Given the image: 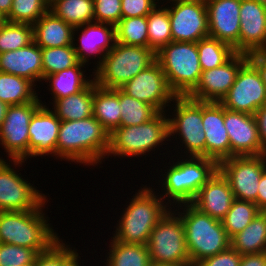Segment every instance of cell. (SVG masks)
Instances as JSON below:
<instances>
[{"mask_svg":"<svg viewBox=\"0 0 266 266\" xmlns=\"http://www.w3.org/2000/svg\"><path fill=\"white\" fill-rule=\"evenodd\" d=\"M108 148L109 133L93 115L82 120L61 121L56 159L98 166L105 161Z\"/></svg>","mask_w":266,"mask_h":266,"instance_id":"obj_1","label":"cell"},{"mask_svg":"<svg viewBox=\"0 0 266 266\" xmlns=\"http://www.w3.org/2000/svg\"><path fill=\"white\" fill-rule=\"evenodd\" d=\"M240 266H266V252L242 255Z\"/></svg>","mask_w":266,"mask_h":266,"instance_id":"obj_49","label":"cell"},{"mask_svg":"<svg viewBox=\"0 0 266 266\" xmlns=\"http://www.w3.org/2000/svg\"><path fill=\"white\" fill-rule=\"evenodd\" d=\"M33 41L40 48H54L73 45L74 27L55 17L50 11L33 25Z\"/></svg>","mask_w":266,"mask_h":266,"instance_id":"obj_26","label":"cell"},{"mask_svg":"<svg viewBox=\"0 0 266 266\" xmlns=\"http://www.w3.org/2000/svg\"><path fill=\"white\" fill-rule=\"evenodd\" d=\"M176 159L177 161L174 162ZM171 160L168 163L169 166L164 165L165 173L162 172L160 175L162 179L158 180V183L162 184L161 191L164 190L160 196L171 208L191 203L201 187L219 170V164L206 157L184 156L183 158L178 155Z\"/></svg>","mask_w":266,"mask_h":266,"instance_id":"obj_3","label":"cell"},{"mask_svg":"<svg viewBox=\"0 0 266 266\" xmlns=\"http://www.w3.org/2000/svg\"><path fill=\"white\" fill-rule=\"evenodd\" d=\"M4 161L3 157H0V164Z\"/></svg>","mask_w":266,"mask_h":266,"instance_id":"obj_58","label":"cell"},{"mask_svg":"<svg viewBox=\"0 0 266 266\" xmlns=\"http://www.w3.org/2000/svg\"><path fill=\"white\" fill-rule=\"evenodd\" d=\"M149 266H192V265L163 263V262H150Z\"/></svg>","mask_w":266,"mask_h":266,"instance_id":"obj_54","label":"cell"},{"mask_svg":"<svg viewBox=\"0 0 266 266\" xmlns=\"http://www.w3.org/2000/svg\"><path fill=\"white\" fill-rule=\"evenodd\" d=\"M24 163L25 160L9 159L8 162L5 159L0 164V212L32 211L49 201L46 194L24 179L18 173L20 170H16Z\"/></svg>","mask_w":266,"mask_h":266,"instance_id":"obj_11","label":"cell"},{"mask_svg":"<svg viewBox=\"0 0 266 266\" xmlns=\"http://www.w3.org/2000/svg\"><path fill=\"white\" fill-rule=\"evenodd\" d=\"M85 66L86 64L79 62L71 68L62 70L53 75H48L43 79L46 84L49 82L48 86L50 88L48 89L49 92L51 91L50 94L53 97L52 101L79 93L94 80L91 78L93 76V72L88 77L85 75Z\"/></svg>","mask_w":266,"mask_h":266,"instance_id":"obj_27","label":"cell"},{"mask_svg":"<svg viewBox=\"0 0 266 266\" xmlns=\"http://www.w3.org/2000/svg\"><path fill=\"white\" fill-rule=\"evenodd\" d=\"M248 60L257 68L266 86V51L249 54Z\"/></svg>","mask_w":266,"mask_h":266,"instance_id":"obj_48","label":"cell"},{"mask_svg":"<svg viewBox=\"0 0 266 266\" xmlns=\"http://www.w3.org/2000/svg\"><path fill=\"white\" fill-rule=\"evenodd\" d=\"M161 0H121L122 18L147 16Z\"/></svg>","mask_w":266,"mask_h":266,"instance_id":"obj_45","label":"cell"},{"mask_svg":"<svg viewBox=\"0 0 266 266\" xmlns=\"http://www.w3.org/2000/svg\"><path fill=\"white\" fill-rule=\"evenodd\" d=\"M147 246L151 262L191 265L184 224L173 208L156 224Z\"/></svg>","mask_w":266,"mask_h":266,"instance_id":"obj_10","label":"cell"},{"mask_svg":"<svg viewBox=\"0 0 266 266\" xmlns=\"http://www.w3.org/2000/svg\"><path fill=\"white\" fill-rule=\"evenodd\" d=\"M205 157L218 164L230 158V140L224 126V106L220 102H203Z\"/></svg>","mask_w":266,"mask_h":266,"instance_id":"obj_23","label":"cell"},{"mask_svg":"<svg viewBox=\"0 0 266 266\" xmlns=\"http://www.w3.org/2000/svg\"><path fill=\"white\" fill-rule=\"evenodd\" d=\"M255 203L260 211L266 212V169L263 171L258 184V195Z\"/></svg>","mask_w":266,"mask_h":266,"instance_id":"obj_50","label":"cell"},{"mask_svg":"<svg viewBox=\"0 0 266 266\" xmlns=\"http://www.w3.org/2000/svg\"><path fill=\"white\" fill-rule=\"evenodd\" d=\"M59 238L46 251L39 252L35 258V266H60L62 261L75 249ZM73 248V249H72Z\"/></svg>","mask_w":266,"mask_h":266,"instance_id":"obj_43","label":"cell"},{"mask_svg":"<svg viewBox=\"0 0 266 266\" xmlns=\"http://www.w3.org/2000/svg\"><path fill=\"white\" fill-rule=\"evenodd\" d=\"M37 254L34 249L0 243V266H22L33 262Z\"/></svg>","mask_w":266,"mask_h":266,"instance_id":"obj_42","label":"cell"},{"mask_svg":"<svg viewBox=\"0 0 266 266\" xmlns=\"http://www.w3.org/2000/svg\"><path fill=\"white\" fill-rule=\"evenodd\" d=\"M120 111L119 88L106 89L97 85L93 89V116L109 134L120 127Z\"/></svg>","mask_w":266,"mask_h":266,"instance_id":"obj_29","label":"cell"},{"mask_svg":"<svg viewBox=\"0 0 266 266\" xmlns=\"http://www.w3.org/2000/svg\"><path fill=\"white\" fill-rule=\"evenodd\" d=\"M22 266H35V260L31 263L24 264Z\"/></svg>","mask_w":266,"mask_h":266,"instance_id":"obj_57","label":"cell"},{"mask_svg":"<svg viewBox=\"0 0 266 266\" xmlns=\"http://www.w3.org/2000/svg\"><path fill=\"white\" fill-rule=\"evenodd\" d=\"M239 53L266 51V6L255 0H241Z\"/></svg>","mask_w":266,"mask_h":266,"instance_id":"obj_22","label":"cell"},{"mask_svg":"<svg viewBox=\"0 0 266 266\" xmlns=\"http://www.w3.org/2000/svg\"><path fill=\"white\" fill-rule=\"evenodd\" d=\"M147 16L122 18L115 25L116 42L148 47Z\"/></svg>","mask_w":266,"mask_h":266,"instance_id":"obj_38","label":"cell"},{"mask_svg":"<svg viewBox=\"0 0 266 266\" xmlns=\"http://www.w3.org/2000/svg\"><path fill=\"white\" fill-rule=\"evenodd\" d=\"M160 3L168 9L172 41L197 43L209 37L205 0H161Z\"/></svg>","mask_w":266,"mask_h":266,"instance_id":"obj_12","label":"cell"},{"mask_svg":"<svg viewBox=\"0 0 266 266\" xmlns=\"http://www.w3.org/2000/svg\"><path fill=\"white\" fill-rule=\"evenodd\" d=\"M94 22L116 25L122 19L121 0H93Z\"/></svg>","mask_w":266,"mask_h":266,"instance_id":"obj_44","label":"cell"},{"mask_svg":"<svg viewBox=\"0 0 266 266\" xmlns=\"http://www.w3.org/2000/svg\"><path fill=\"white\" fill-rule=\"evenodd\" d=\"M37 91V92H36ZM36 85L30 80L0 72V100L8 106L42 101Z\"/></svg>","mask_w":266,"mask_h":266,"instance_id":"obj_31","label":"cell"},{"mask_svg":"<svg viewBox=\"0 0 266 266\" xmlns=\"http://www.w3.org/2000/svg\"><path fill=\"white\" fill-rule=\"evenodd\" d=\"M169 107L171 112L174 109L171 113L172 115L168 114L167 116L169 141L171 142V139H174L175 137L174 141L176 140L178 144L174 146L175 148L173 150L176 151L177 149L175 153H177V155L180 154L179 156L183 157H205L206 137L202 123L203 101L194 100L188 96H176L173 100V104L171 103ZM182 148L184 149L182 150ZM178 149L181 150V153ZM182 152L185 154L181 155Z\"/></svg>","mask_w":266,"mask_h":266,"instance_id":"obj_7","label":"cell"},{"mask_svg":"<svg viewBox=\"0 0 266 266\" xmlns=\"http://www.w3.org/2000/svg\"><path fill=\"white\" fill-rule=\"evenodd\" d=\"M8 105L0 100V127L4 122Z\"/></svg>","mask_w":266,"mask_h":266,"instance_id":"obj_53","label":"cell"},{"mask_svg":"<svg viewBox=\"0 0 266 266\" xmlns=\"http://www.w3.org/2000/svg\"><path fill=\"white\" fill-rule=\"evenodd\" d=\"M97 86L93 80L79 93L50 102L52 111L61 121L86 119L93 115V89Z\"/></svg>","mask_w":266,"mask_h":266,"instance_id":"obj_28","label":"cell"},{"mask_svg":"<svg viewBox=\"0 0 266 266\" xmlns=\"http://www.w3.org/2000/svg\"><path fill=\"white\" fill-rule=\"evenodd\" d=\"M197 48L202 71L220 67L236 54L232 46L211 37L199 40Z\"/></svg>","mask_w":266,"mask_h":266,"instance_id":"obj_35","label":"cell"},{"mask_svg":"<svg viewBox=\"0 0 266 266\" xmlns=\"http://www.w3.org/2000/svg\"><path fill=\"white\" fill-rule=\"evenodd\" d=\"M242 255L229 247L212 257L201 260L196 266H240Z\"/></svg>","mask_w":266,"mask_h":266,"instance_id":"obj_46","label":"cell"},{"mask_svg":"<svg viewBox=\"0 0 266 266\" xmlns=\"http://www.w3.org/2000/svg\"><path fill=\"white\" fill-rule=\"evenodd\" d=\"M234 199L229 181L218 170L201 187L191 204L201 212L222 221L231 208Z\"/></svg>","mask_w":266,"mask_h":266,"instance_id":"obj_24","label":"cell"},{"mask_svg":"<svg viewBox=\"0 0 266 266\" xmlns=\"http://www.w3.org/2000/svg\"><path fill=\"white\" fill-rule=\"evenodd\" d=\"M143 186L130 198L114 226L116 230L112 237L117 241L147 245L152 230L171 209L159 193L154 191L155 188Z\"/></svg>","mask_w":266,"mask_h":266,"instance_id":"obj_2","label":"cell"},{"mask_svg":"<svg viewBox=\"0 0 266 266\" xmlns=\"http://www.w3.org/2000/svg\"><path fill=\"white\" fill-rule=\"evenodd\" d=\"M209 37L232 46L239 53L241 0H205Z\"/></svg>","mask_w":266,"mask_h":266,"instance_id":"obj_20","label":"cell"},{"mask_svg":"<svg viewBox=\"0 0 266 266\" xmlns=\"http://www.w3.org/2000/svg\"><path fill=\"white\" fill-rule=\"evenodd\" d=\"M255 1H257L258 3L266 6V0H255Z\"/></svg>","mask_w":266,"mask_h":266,"instance_id":"obj_56","label":"cell"},{"mask_svg":"<svg viewBox=\"0 0 266 266\" xmlns=\"http://www.w3.org/2000/svg\"><path fill=\"white\" fill-rule=\"evenodd\" d=\"M220 103L228 110L254 115L266 104V86L257 68L248 60Z\"/></svg>","mask_w":266,"mask_h":266,"instance_id":"obj_16","label":"cell"},{"mask_svg":"<svg viewBox=\"0 0 266 266\" xmlns=\"http://www.w3.org/2000/svg\"><path fill=\"white\" fill-rule=\"evenodd\" d=\"M33 114L29 124L28 157L55 156L61 120L46 102Z\"/></svg>","mask_w":266,"mask_h":266,"instance_id":"obj_21","label":"cell"},{"mask_svg":"<svg viewBox=\"0 0 266 266\" xmlns=\"http://www.w3.org/2000/svg\"><path fill=\"white\" fill-rule=\"evenodd\" d=\"M77 249H74L61 263L60 266H82L81 257L77 252ZM80 259V260H79ZM80 262V263H79Z\"/></svg>","mask_w":266,"mask_h":266,"instance_id":"obj_51","label":"cell"},{"mask_svg":"<svg viewBox=\"0 0 266 266\" xmlns=\"http://www.w3.org/2000/svg\"><path fill=\"white\" fill-rule=\"evenodd\" d=\"M13 0H0V13L6 17L12 6Z\"/></svg>","mask_w":266,"mask_h":266,"instance_id":"obj_52","label":"cell"},{"mask_svg":"<svg viewBox=\"0 0 266 266\" xmlns=\"http://www.w3.org/2000/svg\"><path fill=\"white\" fill-rule=\"evenodd\" d=\"M33 42V26L5 21L0 26V54L28 46Z\"/></svg>","mask_w":266,"mask_h":266,"instance_id":"obj_40","label":"cell"},{"mask_svg":"<svg viewBox=\"0 0 266 266\" xmlns=\"http://www.w3.org/2000/svg\"><path fill=\"white\" fill-rule=\"evenodd\" d=\"M149 47L125 45L115 42L93 71L95 83L106 89L120 88L156 60Z\"/></svg>","mask_w":266,"mask_h":266,"instance_id":"obj_8","label":"cell"},{"mask_svg":"<svg viewBox=\"0 0 266 266\" xmlns=\"http://www.w3.org/2000/svg\"><path fill=\"white\" fill-rule=\"evenodd\" d=\"M0 72L26 78L34 84L42 82L41 48L33 41L26 47L1 53Z\"/></svg>","mask_w":266,"mask_h":266,"instance_id":"obj_25","label":"cell"},{"mask_svg":"<svg viewBox=\"0 0 266 266\" xmlns=\"http://www.w3.org/2000/svg\"><path fill=\"white\" fill-rule=\"evenodd\" d=\"M247 61V54L236 53L222 66L202 71L198 84L187 96L203 102H220Z\"/></svg>","mask_w":266,"mask_h":266,"instance_id":"obj_18","label":"cell"},{"mask_svg":"<svg viewBox=\"0 0 266 266\" xmlns=\"http://www.w3.org/2000/svg\"><path fill=\"white\" fill-rule=\"evenodd\" d=\"M49 11L73 27L94 22L93 0H49Z\"/></svg>","mask_w":266,"mask_h":266,"instance_id":"obj_33","label":"cell"},{"mask_svg":"<svg viewBox=\"0 0 266 266\" xmlns=\"http://www.w3.org/2000/svg\"><path fill=\"white\" fill-rule=\"evenodd\" d=\"M230 247L241 255L266 252V212H259L247 227L231 237Z\"/></svg>","mask_w":266,"mask_h":266,"instance_id":"obj_30","label":"cell"},{"mask_svg":"<svg viewBox=\"0 0 266 266\" xmlns=\"http://www.w3.org/2000/svg\"><path fill=\"white\" fill-rule=\"evenodd\" d=\"M46 203L32 211L0 212V243L46 251L60 237L44 212Z\"/></svg>","mask_w":266,"mask_h":266,"instance_id":"obj_5","label":"cell"},{"mask_svg":"<svg viewBox=\"0 0 266 266\" xmlns=\"http://www.w3.org/2000/svg\"><path fill=\"white\" fill-rule=\"evenodd\" d=\"M120 89L128 96L153 106L158 112L169 111V114L171 113L169 106L176 97L168 85L162 67L156 60Z\"/></svg>","mask_w":266,"mask_h":266,"instance_id":"obj_15","label":"cell"},{"mask_svg":"<svg viewBox=\"0 0 266 266\" xmlns=\"http://www.w3.org/2000/svg\"><path fill=\"white\" fill-rule=\"evenodd\" d=\"M159 4L147 15L148 47L154 53L172 41L168 9Z\"/></svg>","mask_w":266,"mask_h":266,"instance_id":"obj_34","label":"cell"},{"mask_svg":"<svg viewBox=\"0 0 266 266\" xmlns=\"http://www.w3.org/2000/svg\"><path fill=\"white\" fill-rule=\"evenodd\" d=\"M120 126L140 125L150 121L159 112L151 105L128 96L119 88Z\"/></svg>","mask_w":266,"mask_h":266,"instance_id":"obj_36","label":"cell"},{"mask_svg":"<svg viewBox=\"0 0 266 266\" xmlns=\"http://www.w3.org/2000/svg\"><path fill=\"white\" fill-rule=\"evenodd\" d=\"M5 22V17L0 13V26Z\"/></svg>","mask_w":266,"mask_h":266,"instance_id":"obj_55","label":"cell"},{"mask_svg":"<svg viewBox=\"0 0 266 266\" xmlns=\"http://www.w3.org/2000/svg\"><path fill=\"white\" fill-rule=\"evenodd\" d=\"M104 266H149L151 260L147 245L122 243L111 236Z\"/></svg>","mask_w":266,"mask_h":266,"instance_id":"obj_32","label":"cell"},{"mask_svg":"<svg viewBox=\"0 0 266 266\" xmlns=\"http://www.w3.org/2000/svg\"><path fill=\"white\" fill-rule=\"evenodd\" d=\"M167 112H159L150 121L132 126H120L109 134L107 157H142L168 145L169 129ZM167 141V142H166ZM166 143V144H165ZM163 144V145H162Z\"/></svg>","mask_w":266,"mask_h":266,"instance_id":"obj_6","label":"cell"},{"mask_svg":"<svg viewBox=\"0 0 266 266\" xmlns=\"http://www.w3.org/2000/svg\"><path fill=\"white\" fill-rule=\"evenodd\" d=\"M224 126L230 140V158L264 155L255 116L224 107Z\"/></svg>","mask_w":266,"mask_h":266,"instance_id":"obj_19","label":"cell"},{"mask_svg":"<svg viewBox=\"0 0 266 266\" xmlns=\"http://www.w3.org/2000/svg\"><path fill=\"white\" fill-rule=\"evenodd\" d=\"M261 212L256 203L234 199L231 208L222 220L223 227L229 238L241 232Z\"/></svg>","mask_w":266,"mask_h":266,"instance_id":"obj_37","label":"cell"},{"mask_svg":"<svg viewBox=\"0 0 266 266\" xmlns=\"http://www.w3.org/2000/svg\"><path fill=\"white\" fill-rule=\"evenodd\" d=\"M260 142L263 149L266 151V104L257 109L254 113Z\"/></svg>","mask_w":266,"mask_h":266,"instance_id":"obj_47","label":"cell"},{"mask_svg":"<svg viewBox=\"0 0 266 266\" xmlns=\"http://www.w3.org/2000/svg\"><path fill=\"white\" fill-rule=\"evenodd\" d=\"M49 11V0H13L5 21L33 25Z\"/></svg>","mask_w":266,"mask_h":266,"instance_id":"obj_41","label":"cell"},{"mask_svg":"<svg viewBox=\"0 0 266 266\" xmlns=\"http://www.w3.org/2000/svg\"><path fill=\"white\" fill-rule=\"evenodd\" d=\"M43 101H32L22 105L8 106L0 127V145L8 160H25L28 157L29 124L33 114Z\"/></svg>","mask_w":266,"mask_h":266,"instance_id":"obj_14","label":"cell"},{"mask_svg":"<svg viewBox=\"0 0 266 266\" xmlns=\"http://www.w3.org/2000/svg\"><path fill=\"white\" fill-rule=\"evenodd\" d=\"M115 42V26L109 23L91 22L74 27L73 30V47L79 62L88 67L92 58L97 59L93 63H96L93 71L102 63L104 56L113 48Z\"/></svg>","mask_w":266,"mask_h":266,"instance_id":"obj_17","label":"cell"},{"mask_svg":"<svg viewBox=\"0 0 266 266\" xmlns=\"http://www.w3.org/2000/svg\"><path fill=\"white\" fill-rule=\"evenodd\" d=\"M266 169V154L235 156L222 160L219 171L229 181L234 198L255 202L258 184Z\"/></svg>","mask_w":266,"mask_h":266,"instance_id":"obj_13","label":"cell"},{"mask_svg":"<svg viewBox=\"0 0 266 266\" xmlns=\"http://www.w3.org/2000/svg\"><path fill=\"white\" fill-rule=\"evenodd\" d=\"M172 208L183 221L192 266L230 247V238L222 221L201 212L191 203L180 204Z\"/></svg>","mask_w":266,"mask_h":266,"instance_id":"obj_4","label":"cell"},{"mask_svg":"<svg viewBox=\"0 0 266 266\" xmlns=\"http://www.w3.org/2000/svg\"><path fill=\"white\" fill-rule=\"evenodd\" d=\"M43 79L79 63L73 45L41 48Z\"/></svg>","mask_w":266,"mask_h":266,"instance_id":"obj_39","label":"cell"},{"mask_svg":"<svg viewBox=\"0 0 266 266\" xmlns=\"http://www.w3.org/2000/svg\"><path fill=\"white\" fill-rule=\"evenodd\" d=\"M155 55L170 89L176 96H187L198 84L202 73L197 43L171 41Z\"/></svg>","mask_w":266,"mask_h":266,"instance_id":"obj_9","label":"cell"}]
</instances>
